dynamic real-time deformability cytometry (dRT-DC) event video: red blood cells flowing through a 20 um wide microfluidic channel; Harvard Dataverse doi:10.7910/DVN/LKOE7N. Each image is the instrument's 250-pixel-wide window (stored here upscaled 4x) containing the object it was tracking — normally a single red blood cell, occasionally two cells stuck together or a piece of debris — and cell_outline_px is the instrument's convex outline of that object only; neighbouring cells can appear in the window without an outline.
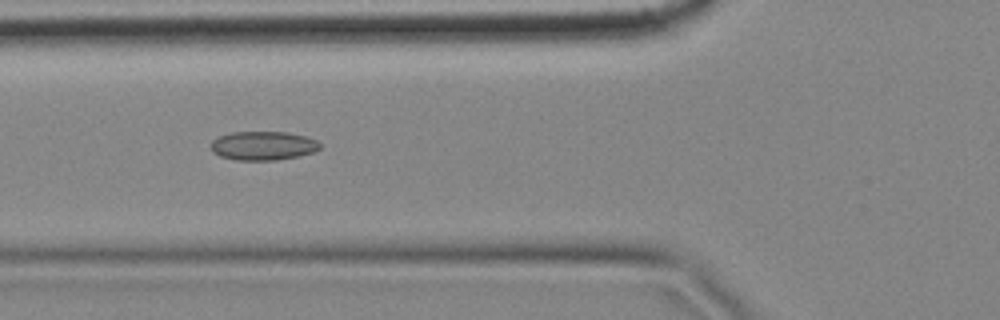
{"species": "common noctule bat (a hibernating species)", "species_latin": "Nyctalus noctula", "temperature_condition": "cold", "stored_images_in_passage": 8, "camera_frame_rate_fps": 3000, "um_per_image_px": 0.085, "animal": {"sex": "female", "body_mass_g": 18.4}, "frame": {"image": 1, "passage_image": 6, "time_ms": 1.667, "image_size_px": [1000, 320], "cell_outline_px": [[320, 148], [312, 152], [300, 156], [276, 160], [236, 160], [220, 156], [212, 152], [212, 140], [220, 136], [232, 132], [288, 132], [304, 136], [316, 140], [320, 144]], "centroid_in_image_um": [22.36, 12.39], "position_along_channel_um": 103.4, "area_um2": 18.26}}
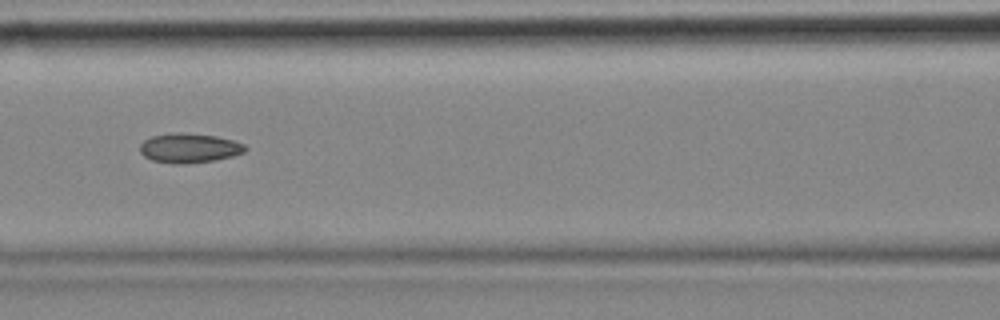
{"frame": {"image": 2, "passage_image": 7, "time_ms": 2.0, "image_size_px": [1000, 320], "cell_outline_px": [[248, 148], [244, 152], [232, 156], [212, 160], [184, 164], [176, 164], [152, 160], [144, 156], [140, 152], [140, 144], [144, 140], [152, 136], [172, 132], [180, 132], [216, 136], [232, 140], [244, 144]], "centroid_in_image_um": [16.07, 12.57], "position_along_channel_um": 150.5, "area_um2": 18.03}}